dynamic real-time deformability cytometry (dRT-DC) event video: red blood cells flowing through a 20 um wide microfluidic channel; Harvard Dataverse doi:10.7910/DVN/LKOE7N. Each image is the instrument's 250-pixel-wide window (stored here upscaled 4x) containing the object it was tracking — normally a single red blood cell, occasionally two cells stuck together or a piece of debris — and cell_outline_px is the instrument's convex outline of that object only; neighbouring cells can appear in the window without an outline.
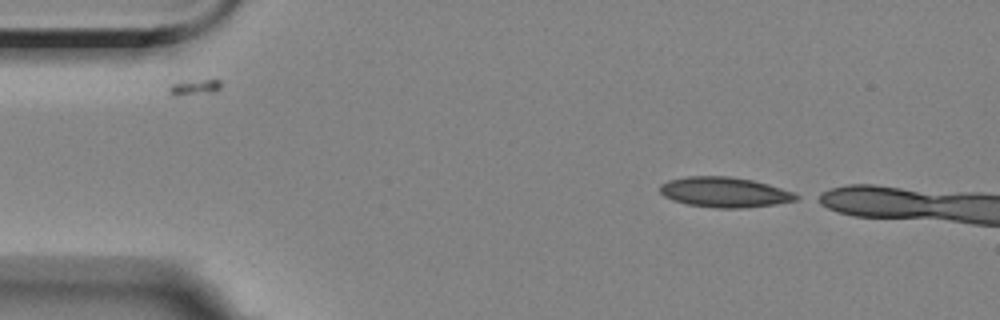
{"species": "Egyptian fruit bat (a non-hibernating species)", "species_latin": "Rousettus aegyptiacus", "temperature_condition": "room temperature", "stored_images_in_passage": 4, "camera_frame_rate_fps": 3000, "um_per_image_px": 0.085, "animal": {"sex": "female"}, "frame": {"image": 1, "passage_image": 1, "time_ms": 0.0, "image_size_px": [1000, 320], "cell_outline_px": [[800, 196], [796, 200], [776, 204], [744, 208], [716, 208], [688, 204], [672, 200], [664, 196], [660, 192], [660, 184], [668, 180], [688, 176], [728, 176], [752, 180], [768, 184], [792, 192]], "centroid_in_image_um": [61.56, 16.34], "position_along_channel_um": 23.4, "area_um2": 23.87}}